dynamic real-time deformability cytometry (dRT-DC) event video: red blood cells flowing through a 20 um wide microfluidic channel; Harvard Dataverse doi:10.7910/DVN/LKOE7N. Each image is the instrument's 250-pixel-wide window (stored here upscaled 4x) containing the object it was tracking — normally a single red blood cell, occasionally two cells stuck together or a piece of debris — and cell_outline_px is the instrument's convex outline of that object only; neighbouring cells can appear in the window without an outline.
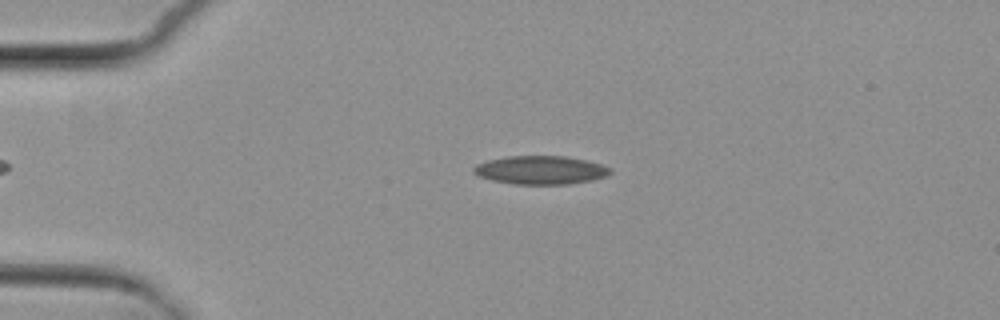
{"species": "common noctule bat (a hibernating species)", "species_latin": "Nyctalus noctula", "temperature_condition": "cold", "stored_images_in_passage": 4, "camera_frame_rate_fps": 3000, "um_per_image_px": 0.085, "animal": {"sex": "female", "body_mass_g": 29.2, "forearm_length_mm": 56.3}, "frame": {"image": 1, "passage_image": 3, "time_ms": 2.333, "image_size_px": [1000, 320], "cell_outline_px": [[612, 172], [608, 176], [592, 180], [568, 184], [516, 184], [492, 180], [480, 176], [472, 172], [472, 168], [476, 164], [488, 160], [508, 156], [564, 156], [588, 160], [612, 168]], "centroid_in_image_um": [45.98, 14.45], "position_along_channel_um": 39.0, "area_um2": 22.72}}
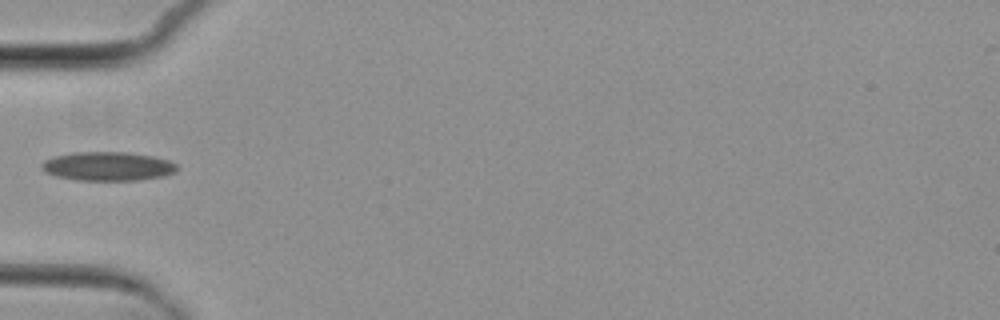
{"frame": {"image": 2, "passage_image": 4, "time_ms": 4.333, "image_size_px": [1000, 320], "cell_outline_px": [[176, 172], [164, 176], [136, 180], [76, 180], [56, 176], [40, 168], [40, 164], [44, 160], [56, 156], [72, 152], [128, 152], [152, 156], [168, 160], [176, 164]], "centroid_in_image_um": [9.15, 14.13], "position_along_channel_um": 75.8, "area_um2": 22.72}}